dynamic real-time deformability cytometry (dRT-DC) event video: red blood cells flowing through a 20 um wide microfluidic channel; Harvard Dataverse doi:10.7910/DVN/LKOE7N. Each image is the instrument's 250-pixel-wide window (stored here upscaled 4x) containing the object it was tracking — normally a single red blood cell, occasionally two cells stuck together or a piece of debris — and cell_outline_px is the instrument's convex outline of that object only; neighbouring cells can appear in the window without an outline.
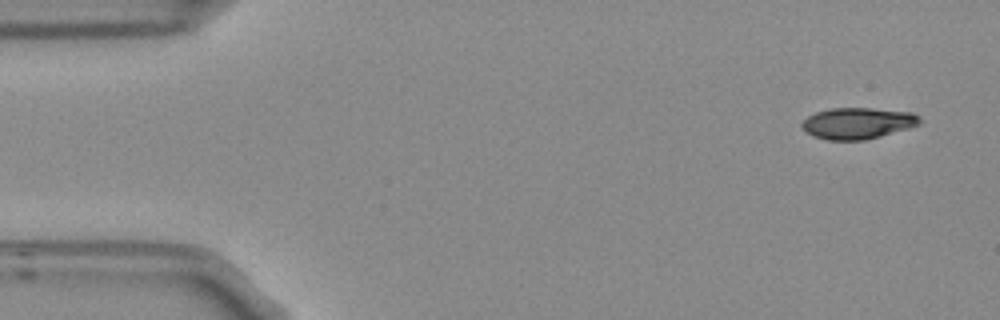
{"species": "Egyptian fruit bat (a non-hibernating species)", "species_latin": "Rousettus aegyptiacus", "temperature_condition": "room temperature", "stored_images_in_passage": 3, "camera_frame_rate_fps": 3000, "um_per_image_px": 0.085, "frame": {"image": 1, "passage_image": 1, "time_ms": 0.0, "image_size_px": [1000, 320], "cell_outline_px": [[924, 120], [920, 124], [912, 128], [864, 140], [828, 140], [812, 136], [800, 124], [808, 116], [816, 112], [832, 108], [872, 108], [912, 112], [920, 116]], "centroid_in_image_um": [72.97, 10.47], "position_along_channel_um": 12.0, "area_um2": 21.68}}